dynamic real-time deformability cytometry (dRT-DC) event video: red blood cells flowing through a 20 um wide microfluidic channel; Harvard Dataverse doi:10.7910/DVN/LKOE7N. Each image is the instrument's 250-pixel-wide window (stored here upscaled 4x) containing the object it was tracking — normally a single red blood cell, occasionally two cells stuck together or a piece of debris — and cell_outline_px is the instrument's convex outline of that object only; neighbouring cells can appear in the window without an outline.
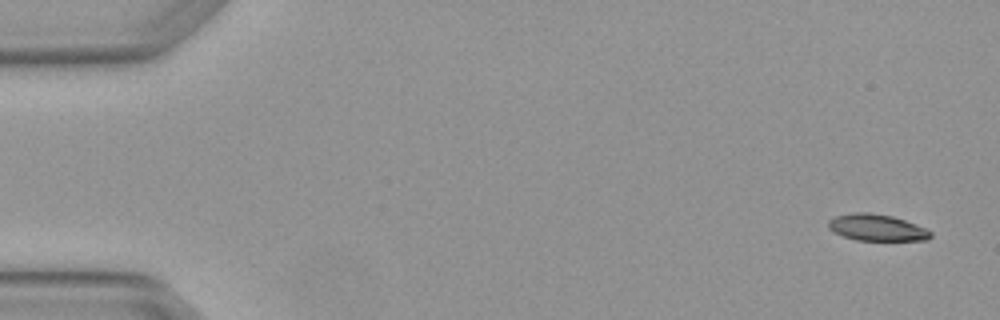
{"species": "Egyptian fruit bat (a non-hibernating species)", "species_latin": "Rousettus aegyptiacus", "temperature_condition": "warm", "stored_images_in_passage": 5, "camera_frame_rate_fps": 3000, "um_per_image_px": 0.085, "animal": {"sex": "female"}, "frame": {"image": 1, "passage_image": 1, "time_ms": 0.0, "image_size_px": [1000, 320], "cell_outline_px": [[932, 236], [928, 240], [856, 240], [832, 232], [828, 228], [828, 220], [836, 216], [856, 212], [868, 212], [892, 216], [904, 220], [924, 228], [932, 232]], "centroid_in_image_um": [74.5, 19.34], "position_along_channel_um": 10.5, "area_um2": 15.72}}
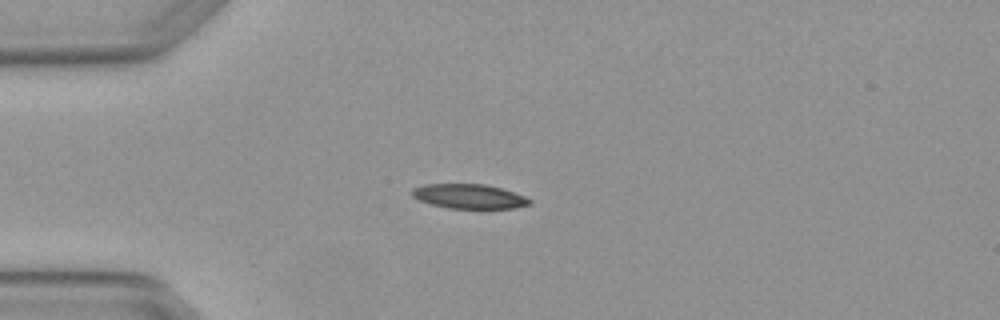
{"frame": {"image": 2, "passage_image": 4, "time_ms": 1.0, "image_size_px": [1000, 320], "cell_outline_px": [[532, 204], [516, 208], [448, 208], [432, 204], [420, 200], [412, 196], [412, 188], [424, 184], [484, 184], [500, 188], [524, 196], [532, 200]], "centroid_in_image_um": [39.88, 16.69], "position_along_channel_um": 45.1, "area_um2": 16.65}}